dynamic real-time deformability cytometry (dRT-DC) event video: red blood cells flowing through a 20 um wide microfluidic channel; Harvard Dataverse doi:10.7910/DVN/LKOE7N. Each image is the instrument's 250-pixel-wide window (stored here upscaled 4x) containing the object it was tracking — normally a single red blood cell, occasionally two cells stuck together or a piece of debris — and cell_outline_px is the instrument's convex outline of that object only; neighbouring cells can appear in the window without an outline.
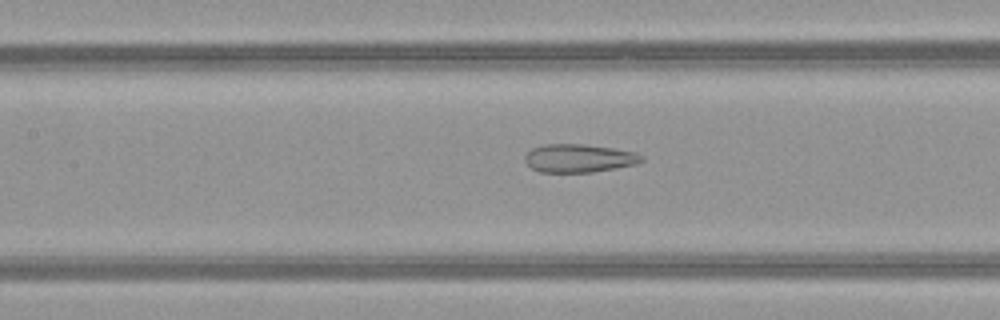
{"species": "common noctule bat (a hibernating species)", "species_latin": "Nyctalus noctula", "temperature_condition": "warm", "stored_images_in_passage": 42, "camera_frame_rate_fps": 3000, "um_per_image_px": 0.085, "animal": {"sex": "female", "body_mass_g": 21.9}, "frame": {"image": 1, "passage_image": 15, "time_ms": 4.667, "image_size_px": [1000, 320], "cell_outline_px": [[644, 160], [636, 164], [616, 168], [592, 172], [540, 172], [532, 168], [524, 160], [524, 156], [532, 148], [544, 144], [584, 144], [612, 148], [636, 152], [644, 156]], "centroid_in_image_um": [49.22, 13.44], "position_along_channel_um": 158.2, "area_um2": 19.25}}
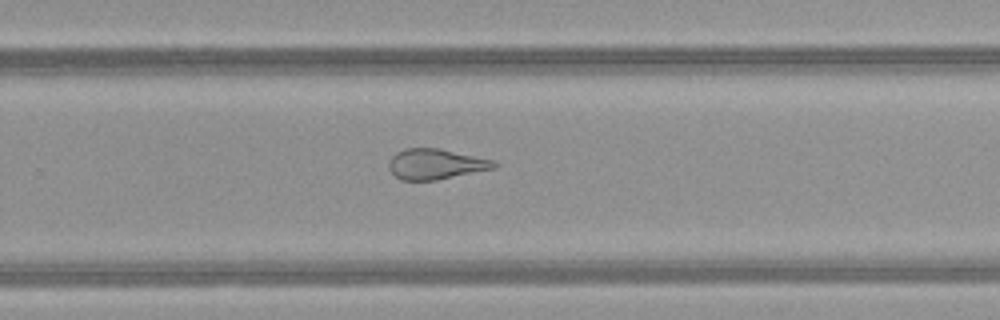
{"frame": {"image": 2, "passage_image": 25, "time_ms": 8.0, "image_size_px": [1000, 320], "cell_outline_px": [[500, 164], [496, 168], [436, 180], [400, 180], [388, 168], [388, 160], [396, 152], [404, 148], [436, 148], [496, 160]], "centroid_in_image_um": [37.05, 13.94], "position_along_channel_um": 292.8, "area_um2": 18.79}}
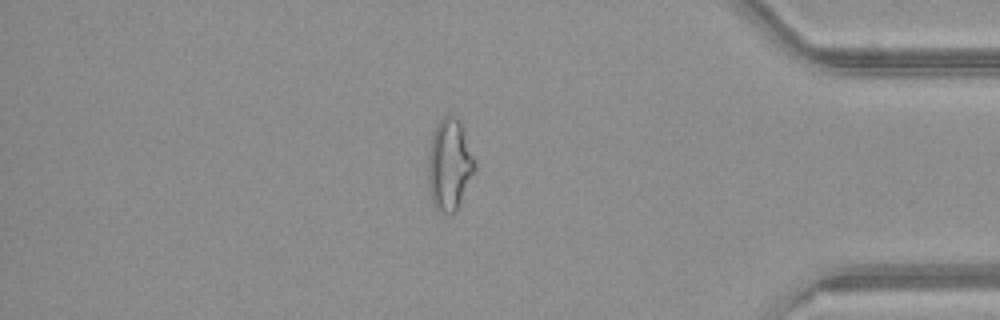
{"frame": {"image": 3, "passage_image": 35, "time_ms": 11.333, "image_size_px": [1000, 320], "cell_outline_px": [[476, 172], [456, 212], [444, 212], [436, 208], [432, 200], [428, 176], [428, 156], [432, 132], [440, 120], [444, 116], [456, 116], [460, 120], [476, 160]], "centroid_in_image_um": [38.25, 13.97], "position_along_channel_um": 397.0, "area_um2": 25.09}, "authors_computed_cell_mechanics": {"area_um2": 22.9755, "velocity_mm_per_s": 4.0575, "shape_relaxation_time_tau1_ms": null, "shape_relaxation_time_tau2_ms": 1.8149, "deformation_change_tau1": null, "deformation_change_tau2": 0.1203}}